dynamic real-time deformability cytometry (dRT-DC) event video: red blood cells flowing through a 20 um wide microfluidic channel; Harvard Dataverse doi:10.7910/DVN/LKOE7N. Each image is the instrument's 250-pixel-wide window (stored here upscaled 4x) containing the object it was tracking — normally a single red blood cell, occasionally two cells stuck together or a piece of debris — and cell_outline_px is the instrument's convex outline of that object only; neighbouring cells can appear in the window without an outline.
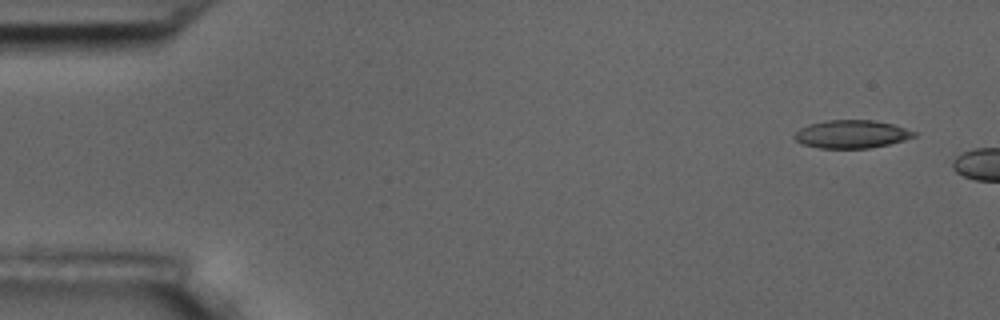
{"species": "common noctule bat (a hibernating species)", "species_latin": "Nyctalus noctula", "temperature_condition": "room temperature", "stored_images_in_passage": 2, "camera_frame_rate_fps": 3000, "um_per_image_px": 0.085, "animal": {"sex": "male", "body_mass_g": 17.5, "forearm_length_mm": 52.3}, "frame": {"image": 1, "passage_image": 1, "time_ms": 0.0, "image_size_px": [1000, 320], "cell_outline_px": [[920, 132], [916, 136], [904, 140], [888, 144], [868, 148], [820, 148], [804, 144], [796, 140], [792, 136], [800, 128], [808, 124], [824, 120], [872, 120], [892, 124]], "centroid_in_image_um": [72.4, 11.39], "position_along_channel_um": 12.6, "area_um2": 19.59}}